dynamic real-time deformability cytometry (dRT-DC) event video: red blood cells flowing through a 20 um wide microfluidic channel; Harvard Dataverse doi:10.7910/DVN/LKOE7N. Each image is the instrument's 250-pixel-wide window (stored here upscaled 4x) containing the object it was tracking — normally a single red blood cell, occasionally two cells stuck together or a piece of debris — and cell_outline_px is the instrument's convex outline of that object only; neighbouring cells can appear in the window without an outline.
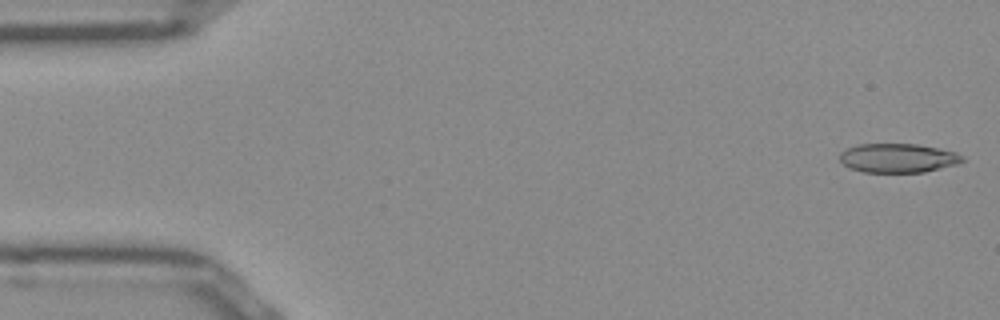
{"species": "Egyptian fruit bat (a non-hibernating species)", "species_latin": "Rousettus aegyptiacus", "temperature_condition": "room temperature", "stored_images_in_passage": 10, "camera_frame_rate_fps": 3000, "um_per_image_px": 0.085, "frame": {"image": 1, "passage_image": 1, "time_ms": 0.0, "image_size_px": [1000, 320], "cell_outline_px": [[964, 160], [956, 164], [924, 172], [864, 172], [852, 168], [844, 164], [840, 160], [840, 152], [848, 148], [860, 144], [916, 144], [956, 152], [964, 156]], "centroid_in_image_um": [76.33, 13.43], "position_along_channel_um": 8.7, "area_um2": 20.52}}